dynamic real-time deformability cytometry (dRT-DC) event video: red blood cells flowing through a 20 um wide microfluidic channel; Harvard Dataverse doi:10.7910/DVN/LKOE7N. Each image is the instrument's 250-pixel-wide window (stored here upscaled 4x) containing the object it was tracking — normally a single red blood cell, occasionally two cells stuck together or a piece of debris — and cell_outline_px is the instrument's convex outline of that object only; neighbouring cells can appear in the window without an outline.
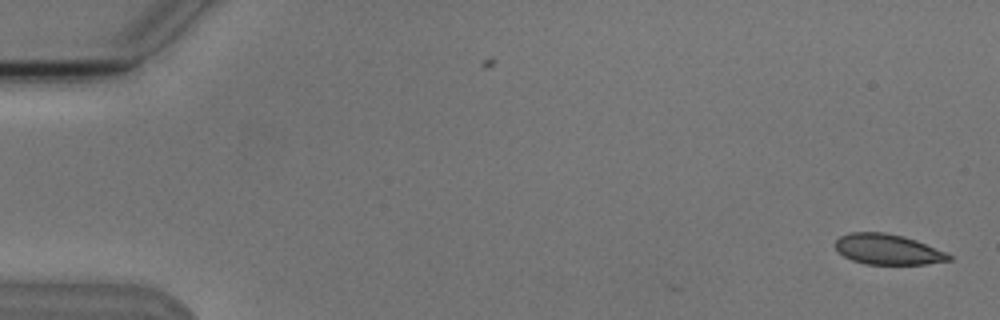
{"species": "Egyptian fruit bat (a non-hibernating species)", "species_latin": "Rousettus aegyptiacus", "temperature_condition": "cold", "stored_images_in_passage": 5, "camera_frame_rate_fps": 3000, "um_per_image_px": 0.085, "animal": {"sex": "male"}, "frame": {"image": 1, "passage_image": 1, "time_ms": 0.0, "image_size_px": [1000, 320], "cell_outline_px": [[952, 260], [924, 264], [864, 264], [852, 260], [836, 252], [836, 240], [840, 236], [848, 232], [884, 232], [904, 236], [916, 240], [948, 252], [952, 256]], "centroid_in_image_um": [75.47, 21.19], "position_along_channel_um": 9.5, "area_um2": 20.35}}
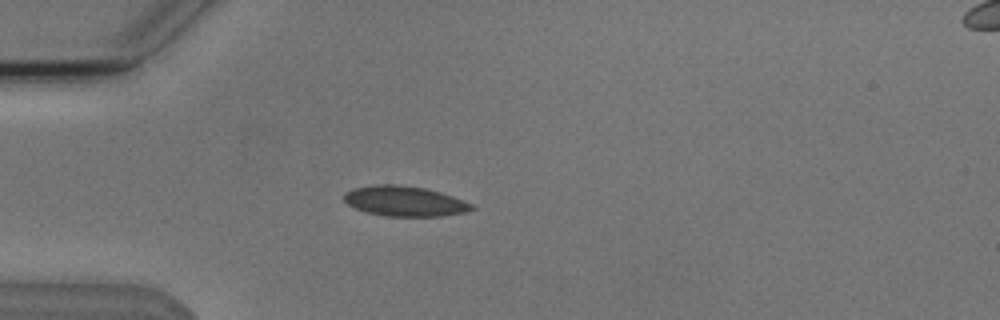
{"frame": {"image": 2, "passage_image": 5, "time_ms": 4.667, "image_size_px": [1000, 320], "cell_outline_px": [[476, 208], [464, 212], [440, 216], [384, 216], [368, 212], [356, 208], [348, 204], [344, 200], [344, 192], [352, 188], [376, 184], [396, 184], [424, 188], [440, 192], [452, 196], [472, 204]], "centroid_in_image_um": [34.36, 17.09], "position_along_channel_um": 50.6, "area_um2": 22.31}}